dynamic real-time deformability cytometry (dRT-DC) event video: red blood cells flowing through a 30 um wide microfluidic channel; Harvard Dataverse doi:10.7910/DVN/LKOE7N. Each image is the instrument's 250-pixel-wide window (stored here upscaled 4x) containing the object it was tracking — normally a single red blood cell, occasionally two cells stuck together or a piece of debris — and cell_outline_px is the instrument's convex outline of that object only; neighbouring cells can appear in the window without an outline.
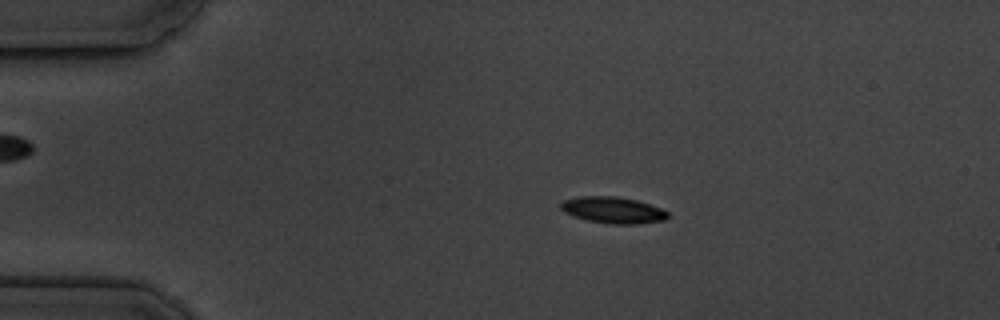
{"species": "common noctule bat (a hibernating species)", "species_latin": "Nyctalus noctula", "temperature_condition": "cold", "stored_images_in_passage": 3, "camera_frame_rate_fps": 3000, "um_per_image_px": 0.085, "animal": {"sex": "male", "body_mass_g": 19.5, "forearm_length_mm": 54.6}, "frame": {"image": 1, "passage_image": 2, "time_ms": 1.333, "image_size_px": [1000, 320], "cell_outline_px": [[668, 216], [664, 220], [640, 224], [612, 224], [588, 220], [572, 216], [564, 212], [560, 208], [560, 204], [564, 200], [580, 196], [616, 196], [636, 200], [660, 208], [668, 212]], "centroid_in_image_um": [52.08, 17.86], "position_along_channel_um": 32.9, "area_um2": 16.42}}